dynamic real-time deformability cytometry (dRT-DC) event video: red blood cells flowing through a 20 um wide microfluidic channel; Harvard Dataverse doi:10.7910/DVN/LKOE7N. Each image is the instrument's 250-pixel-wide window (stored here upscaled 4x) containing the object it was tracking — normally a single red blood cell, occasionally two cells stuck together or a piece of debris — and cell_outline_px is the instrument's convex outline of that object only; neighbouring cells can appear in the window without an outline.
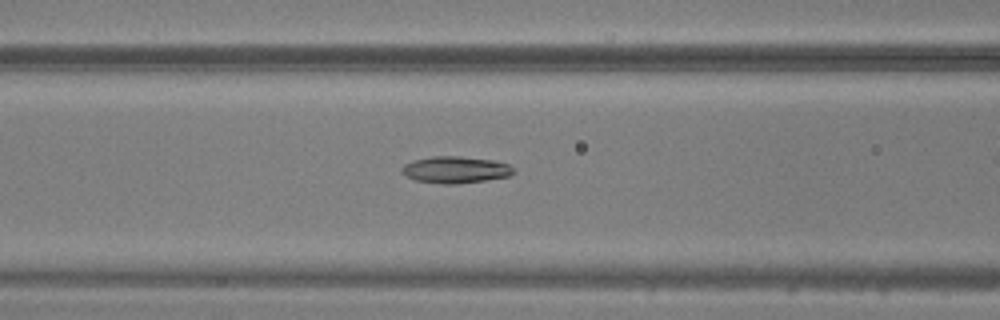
{"species": "common noctule bat (a hibernating species)", "species_latin": "Nyctalus noctula", "temperature_condition": "warm", "stored_images_in_passage": 28, "camera_frame_rate_fps": 3000, "um_per_image_px": 0.085, "animal": {"sex": "male", "body_mass_g": 20.5, "forearm_length_mm": 52.5}, "frame": {"image": 1, "passage_image": 9, "time_ms": 2.667, "image_size_px": [1000, 320], "cell_outline_px": [[516, 172], [508, 176], [484, 180], [456, 184], [444, 184], [416, 180], [404, 176], [400, 172], [400, 168], [404, 164], [412, 160], [432, 156], [460, 156], [492, 160], [508, 164]], "centroid_in_image_um": [38.65, 14.42], "position_along_channel_um": 127.9, "area_um2": 17.46}}
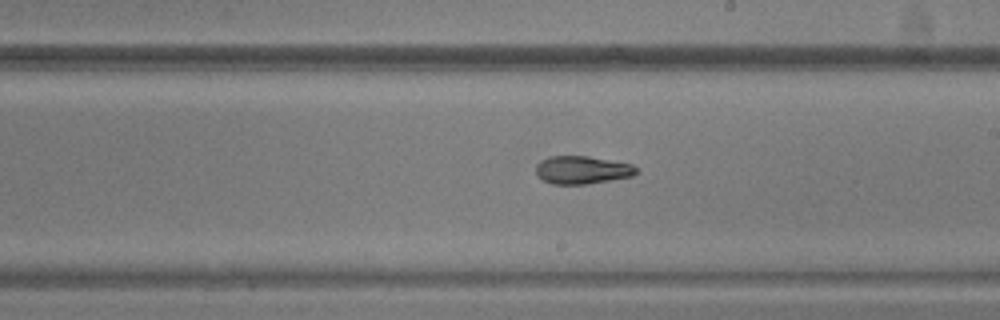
{"frame": {"image": 2, "passage_image": 17, "time_ms": 5.333, "image_size_px": [1000, 320], "cell_outline_px": [[640, 172], [632, 176], [588, 184], [552, 184], [536, 176], [536, 164], [540, 160], [548, 156], [588, 156], [632, 164]], "centroid_in_image_um": [49.46, 14.44], "position_along_channel_um": 239.5, "area_um2": 16.47}}
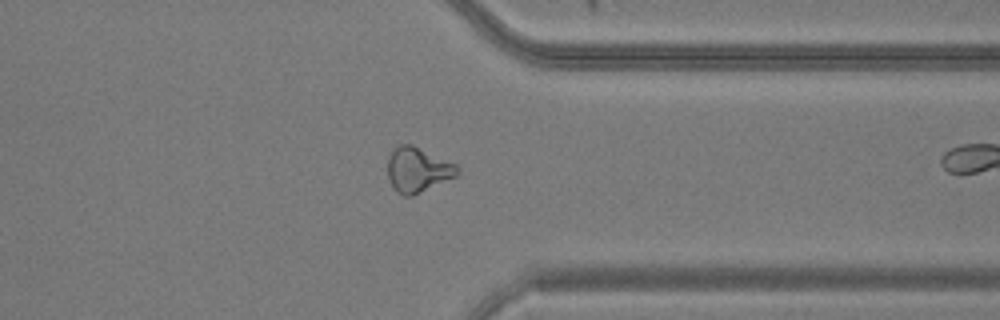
{"frame": {"image": 3, "passage_image": 27, "time_ms": 8.667, "image_size_px": [1000, 320], "cell_outline_px": [[460, 172], [456, 176], [412, 196], [404, 196], [396, 192], [392, 188], [388, 180], [388, 160], [392, 152], [400, 144], [412, 144], [456, 164], [460, 168]], "centroid_in_image_um": [35.5, 14.44], "position_along_channel_um": 375.9, "area_um2": 18.21}}